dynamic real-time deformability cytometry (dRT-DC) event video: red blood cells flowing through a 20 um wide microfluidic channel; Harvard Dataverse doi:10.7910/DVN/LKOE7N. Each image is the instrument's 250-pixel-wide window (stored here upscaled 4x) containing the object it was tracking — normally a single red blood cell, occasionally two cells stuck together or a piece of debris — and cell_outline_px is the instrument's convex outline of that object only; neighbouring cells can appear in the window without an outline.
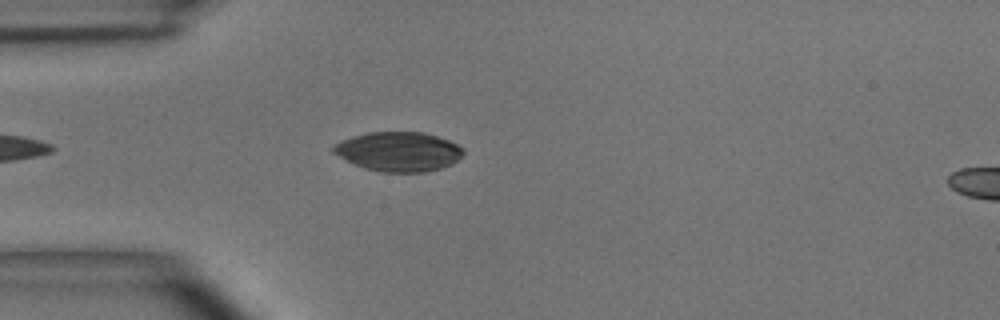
{"species": "common noctule bat (a hibernating species)", "species_latin": "Nyctalus noctula", "temperature_condition": "room temperature", "stored_images_in_passage": 2, "camera_frame_rate_fps": 3000, "um_per_image_px": 0.085, "animal": {"sex": "male", "body_mass_g": 15.6}, "frame": {"image": 1, "passage_image": 2, "time_ms": 0.333, "image_size_px": [1000, 320], "cell_outline_px": [[464, 152], [452, 164], [440, 168], [424, 172], [384, 172], [364, 168], [332, 152], [332, 148], [336, 144], [352, 136], [368, 132], [424, 132], [448, 140], [464, 148]], "centroid_in_image_um": [33.9, 12.88], "position_along_channel_um": 51.1, "area_um2": 29.48}}